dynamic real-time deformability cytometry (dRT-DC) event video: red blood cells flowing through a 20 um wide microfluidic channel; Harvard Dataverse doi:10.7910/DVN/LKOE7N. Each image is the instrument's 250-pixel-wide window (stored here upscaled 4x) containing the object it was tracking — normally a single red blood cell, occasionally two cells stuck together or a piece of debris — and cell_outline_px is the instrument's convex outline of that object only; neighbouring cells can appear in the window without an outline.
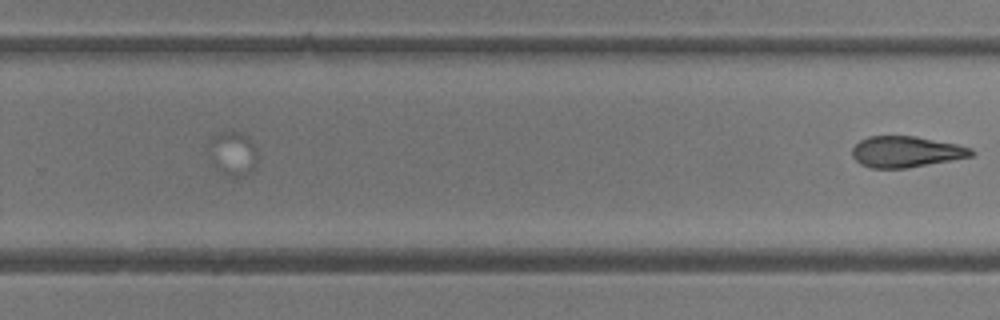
{"species": "common noctule bat (a hibernating species)", "species_latin": "Nyctalus noctula", "temperature_condition": "room temperature", "stored_images_in_passage": 18, "segment_of_instrument_passage": [2, 2], "camera_frame_rate_fps": 3000, "um_per_image_px": 0.085, "animal": {"sex": "female"}, "frame": {"image": 1, "passage_image": 18, "time_ms": 5.667, "image_size_px": [1000, 320], "cell_outline_px": [[976, 152], [972, 156], [952, 160], [908, 168], [868, 168], [860, 164], [852, 156], [852, 148], [860, 140], [868, 136], [916, 136], [956, 144], [972, 148]], "centroid_in_image_um": [77.01, 12.9], "position_along_channel_um": 252.8, "area_um2": 21.68}}